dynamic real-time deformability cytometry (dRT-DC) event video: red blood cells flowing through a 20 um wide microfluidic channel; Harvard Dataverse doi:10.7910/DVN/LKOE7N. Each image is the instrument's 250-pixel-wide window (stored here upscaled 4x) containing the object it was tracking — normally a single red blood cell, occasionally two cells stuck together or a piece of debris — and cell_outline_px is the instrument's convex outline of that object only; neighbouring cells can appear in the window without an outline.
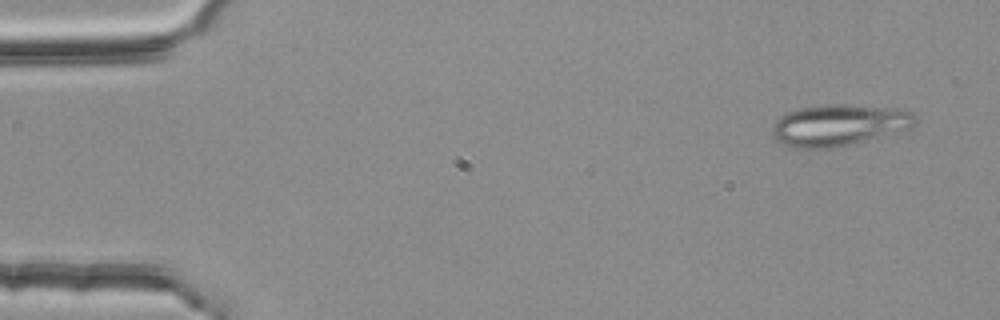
{"species": "common noctule bat (a hibernating species)", "species_latin": "Nyctalus noctula", "temperature_condition": "room temperature", "stored_images_in_passage": 4, "segment_of_instrument_passage": [1, 2], "camera_frame_rate_fps": 3000, "um_per_image_px": 0.085, "animal": {"sex": "female", "body_mass_g": 25.1}, "frame": {"image": 1, "passage_image": 1, "time_ms": 0.0, "image_size_px": [1000, 320], "cell_outline_px": [[916, 124], [912, 128], [832, 148], [792, 148], [776, 140], [772, 132], [772, 124], [780, 116], [788, 112], [800, 108], [836, 104], [840, 104], [904, 108], [912, 112], [916, 116]], "centroid_in_image_um": [71.33, 10.62], "position_along_channel_um": 13.7, "area_um2": 34.45}}